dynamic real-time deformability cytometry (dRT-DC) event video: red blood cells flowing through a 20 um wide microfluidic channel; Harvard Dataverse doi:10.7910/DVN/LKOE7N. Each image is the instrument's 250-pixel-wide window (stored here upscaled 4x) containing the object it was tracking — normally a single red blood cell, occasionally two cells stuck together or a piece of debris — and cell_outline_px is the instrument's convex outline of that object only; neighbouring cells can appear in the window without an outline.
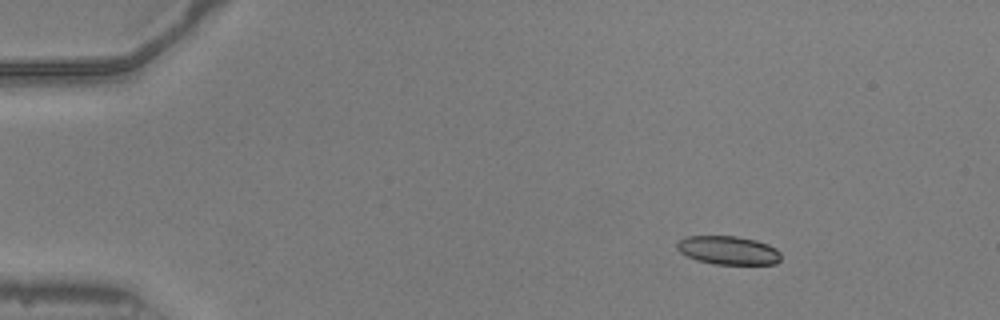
{"species": "common noctule bat (a hibernating species)", "species_latin": "Nyctalus noctula", "temperature_condition": "warm", "stored_images_in_passage": 46, "camera_frame_rate_fps": 3000, "um_per_image_px": 0.085, "animal": {"sex": "male", "body_mass_g": 20.5, "forearm_length_mm": 52.5}, "frame": {"image": 1, "passage_image": 1, "time_ms": 0.0, "image_size_px": [1000, 320], "cell_outline_px": [[780, 260], [776, 264], [716, 264], [696, 260], [680, 252], [676, 248], [676, 244], [680, 240], [688, 236], [736, 236], [756, 240], [768, 244], [776, 248], [780, 252]], "centroid_in_image_um": [61.91, 21.27], "position_along_channel_um": 23.1, "area_um2": 17.28}}
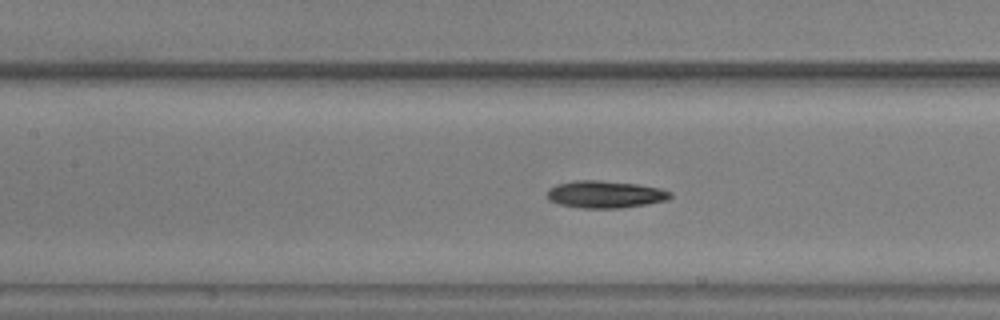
{"frame": {"image": 2, "passage_image": 18, "time_ms": 5.667, "image_size_px": [1000, 320], "cell_outline_px": [[672, 196], [668, 200], [648, 204], [620, 208], [580, 208], [560, 204], [548, 200], [548, 188], [556, 184], [576, 180], [600, 180], [636, 184], [660, 188], [672, 192]], "centroid_in_image_um": [51.45, 16.52], "position_along_channel_um": 156.0, "area_um2": 19.65}}
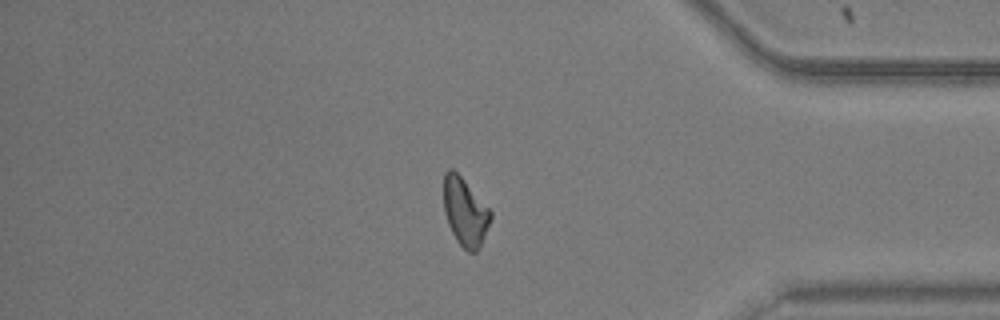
{"frame": {"image": 3, "passage_image": 38, "time_ms": 12.333, "image_size_px": [1000, 320], "cell_outline_px": [[492, 216], [480, 244], [476, 252], [468, 252], [456, 240], [448, 224], [444, 212], [444, 172], [448, 168], [452, 168], [464, 180], [492, 212]], "centroid_in_image_um": [39.5, 17.99], "position_along_channel_um": 395.7, "area_um2": 18.21}, "authors_computed_cell_mechanics": {"area_um2": 18.5827, "velocity_mm_per_s": 3.9436, "shape_relaxation_time_tau1_ms": 3.5384, "shape_relaxation_time_tau2_ms": 5.8389, "deformation_change_tau1": 0.158, "deformation_change_tau2": 0.1419}}